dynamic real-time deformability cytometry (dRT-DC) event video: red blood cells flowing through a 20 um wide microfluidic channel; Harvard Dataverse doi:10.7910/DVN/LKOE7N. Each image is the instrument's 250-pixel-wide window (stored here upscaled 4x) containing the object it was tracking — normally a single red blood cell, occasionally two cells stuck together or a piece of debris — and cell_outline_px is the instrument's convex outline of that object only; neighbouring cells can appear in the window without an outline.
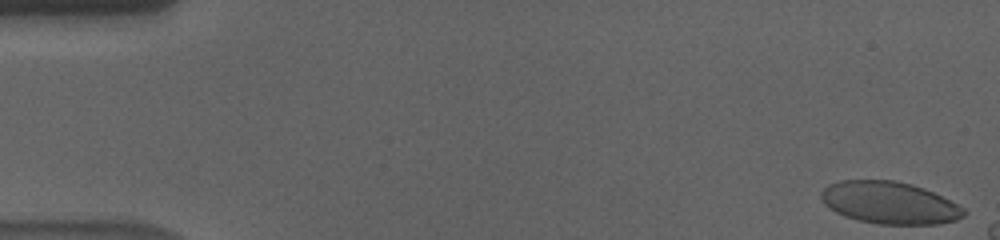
{"species": "human", "species_latin": "Homo sapiens", "temperature_condition": "cold", "stored_images_in_passage": 15, "camera_frame_rate_fps": 3000, "um_per_image_px": 0.085, "donor": {"sex": "male"}, "frame": {"image": 1, "passage_image": 1, "time_ms": 0.0, "image_size_px": [1000, 240], "cell_outline_px": [[968, 212], [964, 216], [956, 220], [940, 224], [876, 224], [856, 220], [844, 216], [836, 212], [824, 204], [820, 200], [820, 192], [828, 184], [840, 180], [892, 180], [912, 184], [924, 188], [964, 208]], "centroid_in_image_um": [75.57, 17.24], "position_along_channel_um": 9.4, "area_um2": 35.26}}